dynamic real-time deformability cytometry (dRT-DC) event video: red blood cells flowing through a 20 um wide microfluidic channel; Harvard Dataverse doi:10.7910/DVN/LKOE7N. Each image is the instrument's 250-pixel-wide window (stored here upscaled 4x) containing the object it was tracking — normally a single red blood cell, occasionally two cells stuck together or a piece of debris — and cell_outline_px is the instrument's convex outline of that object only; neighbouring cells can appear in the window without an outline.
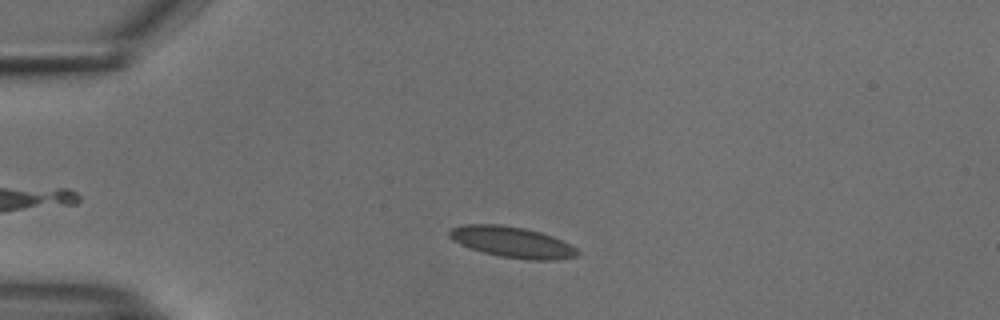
{"species": "common noctule bat (a hibernating species)", "species_latin": "Nyctalus noctula", "temperature_condition": "cold", "stored_images_in_passage": 44, "camera_frame_rate_fps": 3000, "um_per_image_px": 0.085, "animal": {"sex": "male", "body_mass_g": 18.8}, "frame": {"image": 1, "passage_image": 8, "time_ms": 2.333, "image_size_px": [1000, 320], "cell_outline_px": [[580, 252], [576, 256], [556, 260], [528, 260], [500, 256], [468, 248], [452, 240], [448, 236], [448, 232], [452, 228], [464, 224], [500, 224], [524, 228], [540, 232], [552, 236], [576, 248]], "centroid_in_image_um": [43.5, 20.58], "position_along_channel_um": 41.5, "area_um2": 23.0}}
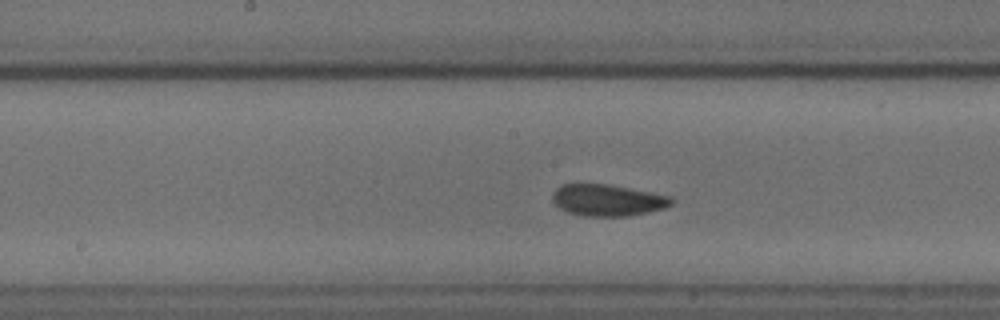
{"frame": {"image": 2, "passage_image": 23, "time_ms": 7.333, "image_size_px": [1000, 320], "cell_outline_px": [[672, 204], [664, 208], [648, 212], [628, 216], [584, 216], [568, 212], [560, 208], [552, 200], [552, 196], [556, 188], [564, 184], [608, 184], [672, 196]], "centroid_in_image_um": [51.65, 17.01], "position_along_channel_um": 196.6, "area_um2": 21.79}}
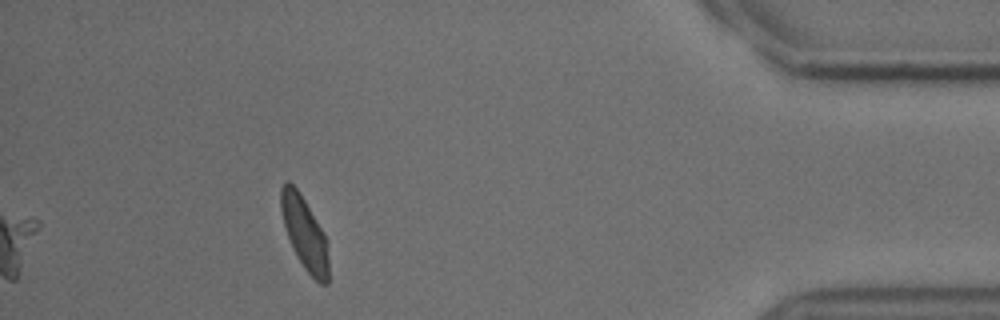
{"frame": {"image": 3, "passage_image": 44, "time_ms": 14.333, "image_size_px": [1000, 320], "cell_outline_px": [[328, 284], [320, 284], [304, 268], [296, 256], [292, 248], [284, 224], [280, 208], [280, 188], [288, 180], [296, 188], [304, 200], [324, 232], [328, 256]], "centroid_in_image_um": [25.87, 19.83], "position_along_channel_um": 409.3, "area_um2": 19.88}, "authors_computed_cell_mechanics": {"area_um2": 21.8195, "velocity_mm_per_s": 3.7294, "shape_relaxation_time_tau1_ms": 3.9292, "shape_relaxation_time_tau2_ms": 1.6704, "deformation_change_tau1": 0.0851, "deformation_change_tau2": 0.0475}}